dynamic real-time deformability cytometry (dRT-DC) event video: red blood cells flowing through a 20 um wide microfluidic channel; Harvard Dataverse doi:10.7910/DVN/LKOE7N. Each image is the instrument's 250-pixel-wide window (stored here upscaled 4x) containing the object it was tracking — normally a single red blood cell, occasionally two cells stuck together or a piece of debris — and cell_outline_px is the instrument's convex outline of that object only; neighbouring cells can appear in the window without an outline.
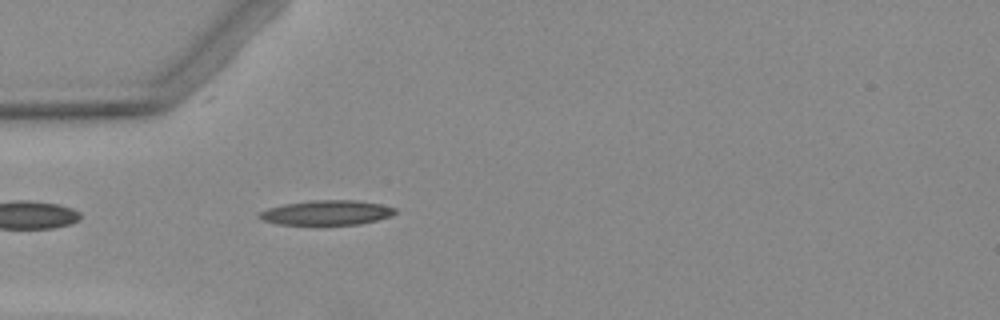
{"species": "Egyptian fruit bat (a non-hibernating species)", "species_latin": "Rousettus aegyptiacus", "temperature_condition": "warm", "stored_images_in_passage": 3, "camera_frame_rate_fps": 3000, "um_per_image_px": 0.085, "animal": {"sex": "female"}, "frame": {"image": 1, "passage_image": 3, "time_ms": 2.667, "image_size_px": [1000, 320], "cell_outline_px": [[396, 212], [392, 216], [360, 224], [280, 224], [260, 220], [256, 216], [260, 212], [268, 208], [284, 204], [312, 200], [352, 200], [380, 204], [396, 208]], "centroid_in_image_um": [27.75, 18.07], "position_along_channel_um": 57.3, "area_um2": 19.42}}